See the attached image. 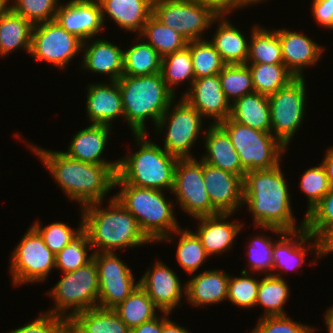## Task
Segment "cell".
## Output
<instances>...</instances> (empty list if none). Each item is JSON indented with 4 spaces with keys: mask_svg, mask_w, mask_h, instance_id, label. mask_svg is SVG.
I'll list each match as a JSON object with an SVG mask.
<instances>
[{
    "mask_svg": "<svg viewBox=\"0 0 333 333\" xmlns=\"http://www.w3.org/2000/svg\"><path fill=\"white\" fill-rule=\"evenodd\" d=\"M280 165L246 172L243 179L244 204L253 215L254 225L276 234L305 227V221L296 227L288 183Z\"/></svg>",
    "mask_w": 333,
    "mask_h": 333,
    "instance_id": "1",
    "label": "cell"
},
{
    "mask_svg": "<svg viewBox=\"0 0 333 333\" xmlns=\"http://www.w3.org/2000/svg\"><path fill=\"white\" fill-rule=\"evenodd\" d=\"M31 146L61 190L70 200L81 203L82 208L103 202L106 194L115 187L116 174L107 165L83 162L70 158L62 151Z\"/></svg>",
    "mask_w": 333,
    "mask_h": 333,
    "instance_id": "2",
    "label": "cell"
},
{
    "mask_svg": "<svg viewBox=\"0 0 333 333\" xmlns=\"http://www.w3.org/2000/svg\"><path fill=\"white\" fill-rule=\"evenodd\" d=\"M101 204L96 202L81 208L83 229L88 233L93 253L151 243L135 217L114 196L109 209H101Z\"/></svg>",
    "mask_w": 333,
    "mask_h": 333,
    "instance_id": "3",
    "label": "cell"
},
{
    "mask_svg": "<svg viewBox=\"0 0 333 333\" xmlns=\"http://www.w3.org/2000/svg\"><path fill=\"white\" fill-rule=\"evenodd\" d=\"M124 119L133 134H145V120L158 121L176 97L166 86L162 73L144 76L122 75L118 80Z\"/></svg>",
    "mask_w": 333,
    "mask_h": 333,
    "instance_id": "4",
    "label": "cell"
},
{
    "mask_svg": "<svg viewBox=\"0 0 333 333\" xmlns=\"http://www.w3.org/2000/svg\"><path fill=\"white\" fill-rule=\"evenodd\" d=\"M139 150L118 160L114 182L172 192L178 157L148 140L147 134H134Z\"/></svg>",
    "mask_w": 333,
    "mask_h": 333,
    "instance_id": "5",
    "label": "cell"
},
{
    "mask_svg": "<svg viewBox=\"0 0 333 333\" xmlns=\"http://www.w3.org/2000/svg\"><path fill=\"white\" fill-rule=\"evenodd\" d=\"M114 186L121 187L114 197L135 217L151 242L173 239L171 234L180 226L173 215L172 200L166 201L163 190L140 188L125 182H114Z\"/></svg>",
    "mask_w": 333,
    "mask_h": 333,
    "instance_id": "6",
    "label": "cell"
},
{
    "mask_svg": "<svg viewBox=\"0 0 333 333\" xmlns=\"http://www.w3.org/2000/svg\"><path fill=\"white\" fill-rule=\"evenodd\" d=\"M48 293L56 306L48 312L65 319L98 307L99 277L94 259L75 271L63 273L61 280ZM71 308L73 310L68 313Z\"/></svg>",
    "mask_w": 333,
    "mask_h": 333,
    "instance_id": "7",
    "label": "cell"
},
{
    "mask_svg": "<svg viewBox=\"0 0 333 333\" xmlns=\"http://www.w3.org/2000/svg\"><path fill=\"white\" fill-rule=\"evenodd\" d=\"M219 125L228 133L246 172L270 169L280 164L285 147L270 132H262L228 117Z\"/></svg>",
    "mask_w": 333,
    "mask_h": 333,
    "instance_id": "8",
    "label": "cell"
},
{
    "mask_svg": "<svg viewBox=\"0 0 333 333\" xmlns=\"http://www.w3.org/2000/svg\"><path fill=\"white\" fill-rule=\"evenodd\" d=\"M153 15L188 42L200 40L201 34L218 21V13L195 0H154Z\"/></svg>",
    "mask_w": 333,
    "mask_h": 333,
    "instance_id": "9",
    "label": "cell"
},
{
    "mask_svg": "<svg viewBox=\"0 0 333 333\" xmlns=\"http://www.w3.org/2000/svg\"><path fill=\"white\" fill-rule=\"evenodd\" d=\"M305 87L304 77H295L286 86L268 96L271 133L285 148L291 143L304 120L307 94Z\"/></svg>",
    "mask_w": 333,
    "mask_h": 333,
    "instance_id": "10",
    "label": "cell"
},
{
    "mask_svg": "<svg viewBox=\"0 0 333 333\" xmlns=\"http://www.w3.org/2000/svg\"><path fill=\"white\" fill-rule=\"evenodd\" d=\"M173 102L158 121L156 130L167 129L163 146L169 154L178 158H193L189 152L202 131L204 117L183 97L175 107H171ZM165 126L168 127L165 129Z\"/></svg>",
    "mask_w": 333,
    "mask_h": 333,
    "instance_id": "11",
    "label": "cell"
},
{
    "mask_svg": "<svg viewBox=\"0 0 333 333\" xmlns=\"http://www.w3.org/2000/svg\"><path fill=\"white\" fill-rule=\"evenodd\" d=\"M11 275L15 286L44 281L55 268V254L31 225L11 255Z\"/></svg>",
    "mask_w": 333,
    "mask_h": 333,
    "instance_id": "12",
    "label": "cell"
},
{
    "mask_svg": "<svg viewBox=\"0 0 333 333\" xmlns=\"http://www.w3.org/2000/svg\"><path fill=\"white\" fill-rule=\"evenodd\" d=\"M83 41L67 32L56 20L33 25L30 54L34 61L51 63L64 69L82 50Z\"/></svg>",
    "mask_w": 333,
    "mask_h": 333,
    "instance_id": "13",
    "label": "cell"
},
{
    "mask_svg": "<svg viewBox=\"0 0 333 333\" xmlns=\"http://www.w3.org/2000/svg\"><path fill=\"white\" fill-rule=\"evenodd\" d=\"M172 193L182 209L193 218L213 216L219 212L212 206L203 179V161L179 158L174 172Z\"/></svg>",
    "mask_w": 333,
    "mask_h": 333,
    "instance_id": "14",
    "label": "cell"
},
{
    "mask_svg": "<svg viewBox=\"0 0 333 333\" xmlns=\"http://www.w3.org/2000/svg\"><path fill=\"white\" fill-rule=\"evenodd\" d=\"M93 259L99 277L98 307L114 309L133 292L139 282L134 281L131 269L115 252H95Z\"/></svg>",
    "mask_w": 333,
    "mask_h": 333,
    "instance_id": "15",
    "label": "cell"
},
{
    "mask_svg": "<svg viewBox=\"0 0 333 333\" xmlns=\"http://www.w3.org/2000/svg\"><path fill=\"white\" fill-rule=\"evenodd\" d=\"M203 179L212 206L219 213H235L244 203L243 178L203 162Z\"/></svg>",
    "mask_w": 333,
    "mask_h": 333,
    "instance_id": "16",
    "label": "cell"
},
{
    "mask_svg": "<svg viewBox=\"0 0 333 333\" xmlns=\"http://www.w3.org/2000/svg\"><path fill=\"white\" fill-rule=\"evenodd\" d=\"M182 97L203 117H212L219 124L230 117L231 103L226 99L219 74L195 79Z\"/></svg>",
    "mask_w": 333,
    "mask_h": 333,
    "instance_id": "17",
    "label": "cell"
},
{
    "mask_svg": "<svg viewBox=\"0 0 333 333\" xmlns=\"http://www.w3.org/2000/svg\"><path fill=\"white\" fill-rule=\"evenodd\" d=\"M152 269H147L148 271L138 280L139 285L159 311L171 313L180 304L183 294L186 293V286H181V280L176 273L163 262H156Z\"/></svg>",
    "mask_w": 333,
    "mask_h": 333,
    "instance_id": "18",
    "label": "cell"
},
{
    "mask_svg": "<svg viewBox=\"0 0 333 333\" xmlns=\"http://www.w3.org/2000/svg\"><path fill=\"white\" fill-rule=\"evenodd\" d=\"M55 20L83 42L94 38L103 29L98 0H70L65 5L61 3Z\"/></svg>",
    "mask_w": 333,
    "mask_h": 333,
    "instance_id": "19",
    "label": "cell"
},
{
    "mask_svg": "<svg viewBox=\"0 0 333 333\" xmlns=\"http://www.w3.org/2000/svg\"><path fill=\"white\" fill-rule=\"evenodd\" d=\"M110 130L109 125L91 123L87 128L75 133L67 149L68 152L63 153L79 161L107 165L116 174L118 161L111 162L101 158Z\"/></svg>",
    "mask_w": 333,
    "mask_h": 333,
    "instance_id": "20",
    "label": "cell"
},
{
    "mask_svg": "<svg viewBox=\"0 0 333 333\" xmlns=\"http://www.w3.org/2000/svg\"><path fill=\"white\" fill-rule=\"evenodd\" d=\"M90 84L87 87V115L92 124L111 126L113 120L124 118L122 96L118 81Z\"/></svg>",
    "mask_w": 333,
    "mask_h": 333,
    "instance_id": "21",
    "label": "cell"
},
{
    "mask_svg": "<svg viewBox=\"0 0 333 333\" xmlns=\"http://www.w3.org/2000/svg\"><path fill=\"white\" fill-rule=\"evenodd\" d=\"M283 63L295 77H304L303 68L314 66L323 53L322 47L304 34L278 30Z\"/></svg>",
    "mask_w": 333,
    "mask_h": 333,
    "instance_id": "22",
    "label": "cell"
},
{
    "mask_svg": "<svg viewBox=\"0 0 333 333\" xmlns=\"http://www.w3.org/2000/svg\"><path fill=\"white\" fill-rule=\"evenodd\" d=\"M232 213H219L213 216L198 217L200 226L195 232L208 256L222 254L231 249L242 223L225 221Z\"/></svg>",
    "mask_w": 333,
    "mask_h": 333,
    "instance_id": "23",
    "label": "cell"
},
{
    "mask_svg": "<svg viewBox=\"0 0 333 333\" xmlns=\"http://www.w3.org/2000/svg\"><path fill=\"white\" fill-rule=\"evenodd\" d=\"M204 137L207 153L203 155L201 160L224 171L239 175L244 179L246 170L240 163L239 155L228 133L219 124H213L212 122L208 126Z\"/></svg>",
    "mask_w": 333,
    "mask_h": 333,
    "instance_id": "24",
    "label": "cell"
},
{
    "mask_svg": "<svg viewBox=\"0 0 333 333\" xmlns=\"http://www.w3.org/2000/svg\"><path fill=\"white\" fill-rule=\"evenodd\" d=\"M87 43V40L82 43L84 55L81 66L93 73L108 74L110 81H118L123 75L124 50L116 44L98 38Z\"/></svg>",
    "mask_w": 333,
    "mask_h": 333,
    "instance_id": "25",
    "label": "cell"
},
{
    "mask_svg": "<svg viewBox=\"0 0 333 333\" xmlns=\"http://www.w3.org/2000/svg\"><path fill=\"white\" fill-rule=\"evenodd\" d=\"M154 0H98L102 22L105 14L126 31H136L140 35L144 25L153 14Z\"/></svg>",
    "mask_w": 333,
    "mask_h": 333,
    "instance_id": "26",
    "label": "cell"
},
{
    "mask_svg": "<svg viewBox=\"0 0 333 333\" xmlns=\"http://www.w3.org/2000/svg\"><path fill=\"white\" fill-rule=\"evenodd\" d=\"M230 276L223 270H205L186 282V296L191 305L218 304L227 299Z\"/></svg>",
    "mask_w": 333,
    "mask_h": 333,
    "instance_id": "27",
    "label": "cell"
},
{
    "mask_svg": "<svg viewBox=\"0 0 333 333\" xmlns=\"http://www.w3.org/2000/svg\"><path fill=\"white\" fill-rule=\"evenodd\" d=\"M280 235V240H275L273 246V270L280 268L286 273L288 270H299L305 261L306 251H309L305 244L316 238L305 227L297 231H284Z\"/></svg>",
    "mask_w": 333,
    "mask_h": 333,
    "instance_id": "28",
    "label": "cell"
},
{
    "mask_svg": "<svg viewBox=\"0 0 333 333\" xmlns=\"http://www.w3.org/2000/svg\"><path fill=\"white\" fill-rule=\"evenodd\" d=\"M230 118L253 129L271 133L269 98L252 92L231 102Z\"/></svg>",
    "mask_w": 333,
    "mask_h": 333,
    "instance_id": "29",
    "label": "cell"
},
{
    "mask_svg": "<svg viewBox=\"0 0 333 333\" xmlns=\"http://www.w3.org/2000/svg\"><path fill=\"white\" fill-rule=\"evenodd\" d=\"M226 14H219L220 23L210 41L227 65L246 64L249 54V40L235 26L225 18ZM221 19V20H220Z\"/></svg>",
    "mask_w": 333,
    "mask_h": 333,
    "instance_id": "30",
    "label": "cell"
},
{
    "mask_svg": "<svg viewBox=\"0 0 333 333\" xmlns=\"http://www.w3.org/2000/svg\"><path fill=\"white\" fill-rule=\"evenodd\" d=\"M33 25L11 8L0 13V57L24 48L30 53Z\"/></svg>",
    "mask_w": 333,
    "mask_h": 333,
    "instance_id": "31",
    "label": "cell"
},
{
    "mask_svg": "<svg viewBox=\"0 0 333 333\" xmlns=\"http://www.w3.org/2000/svg\"><path fill=\"white\" fill-rule=\"evenodd\" d=\"M70 320L83 333H131V329L113 309H87L76 313Z\"/></svg>",
    "mask_w": 333,
    "mask_h": 333,
    "instance_id": "32",
    "label": "cell"
},
{
    "mask_svg": "<svg viewBox=\"0 0 333 333\" xmlns=\"http://www.w3.org/2000/svg\"><path fill=\"white\" fill-rule=\"evenodd\" d=\"M274 273L273 271L272 275H265L258 286L256 305L265 308L262 317L286 315L283 306L290 296L288 284L281 274Z\"/></svg>",
    "mask_w": 333,
    "mask_h": 333,
    "instance_id": "33",
    "label": "cell"
},
{
    "mask_svg": "<svg viewBox=\"0 0 333 333\" xmlns=\"http://www.w3.org/2000/svg\"><path fill=\"white\" fill-rule=\"evenodd\" d=\"M154 304L146 291L138 285L133 292L113 310L132 330L134 327L157 317Z\"/></svg>",
    "mask_w": 333,
    "mask_h": 333,
    "instance_id": "34",
    "label": "cell"
},
{
    "mask_svg": "<svg viewBox=\"0 0 333 333\" xmlns=\"http://www.w3.org/2000/svg\"><path fill=\"white\" fill-rule=\"evenodd\" d=\"M142 42L124 50L123 75L144 76L161 72L162 57L146 40Z\"/></svg>",
    "mask_w": 333,
    "mask_h": 333,
    "instance_id": "35",
    "label": "cell"
},
{
    "mask_svg": "<svg viewBox=\"0 0 333 333\" xmlns=\"http://www.w3.org/2000/svg\"><path fill=\"white\" fill-rule=\"evenodd\" d=\"M257 26H254L251 31L252 36L250 37L246 63H283L278 30L270 31Z\"/></svg>",
    "mask_w": 333,
    "mask_h": 333,
    "instance_id": "36",
    "label": "cell"
},
{
    "mask_svg": "<svg viewBox=\"0 0 333 333\" xmlns=\"http://www.w3.org/2000/svg\"><path fill=\"white\" fill-rule=\"evenodd\" d=\"M150 44L158 54L164 56L183 49L188 41L179 33L159 21L153 14L144 25L138 36Z\"/></svg>",
    "mask_w": 333,
    "mask_h": 333,
    "instance_id": "37",
    "label": "cell"
},
{
    "mask_svg": "<svg viewBox=\"0 0 333 333\" xmlns=\"http://www.w3.org/2000/svg\"><path fill=\"white\" fill-rule=\"evenodd\" d=\"M252 73L254 92L269 96L292 81L295 76L284 63H246ZM250 64V65H249Z\"/></svg>",
    "mask_w": 333,
    "mask_h": 333,
    "instance_id": "38",
    "label": "cell"
},
{
    "mask_svg": "<svg viewBox=\"0 0 333 333\" xmlns=\"http://www.w3.org/2000/svg\"><path fill=\"white\" fill-rule=\"evenodd\" d=\"M161 73L167 88L174 95L175 85H179L185 80L192 85L195 77L190 48L186 45L183 49L164 56L162 58Z\"/></svg>",
    "mask_w": 333,
    "mask_h": 333,
    "instance_id": "39",
    "label": "cell"
},
{
    "mask_svg": "<svg viewBox=\"0 0 333 333\" xmlns=\"http://www.w3.org/2000/svg\"><path fill=\"white\" fill-rule=\"evenodd\" d=\"M187 46L190 48L195 79L219 74L227 65L210 40L189 41Z\"/></svg>",
    "mask_w": 333,
    "mask_h": 333,
    "instance_id": "40",
    "label": "cell"
},
{
    "mask_svg": "<svg viewBox=\"0 0 333 333\" xmlns=\"http://www.w3.org/2000/svg\"><path fill=\"white\" fill-rule=\"evenodd\" d=\"M90 250H92V246L88 233L82 228L70 243L55 255V268L63 273L77 270L93 259V253L88 257L87 252Z\"/></svg>",
    "mask_w": 333,
    "mask_h": 333,
    "instance_id": "41",
    "label": "cell"
},
{
    "mask_svg": "<svg viewBox=\"0 0 333 333\" xmlns=\"http://www.w3.org/2000/svg\"><path fill=\"white\" fill-rule=\"evenodd\" d=\"M219 79L226 99L232 102L254 92L252 73L247 64L226 65L219 72Z\"/></svg>",
    "mask_w": 333,
    "mask_h": 333,
    "instance_id": "42",
    "label": "cell"
},
{
    "mask_svg": "<svg viewBox=\"0 0 333 333\" xmlns=\"http://www.w3.org/2000/svg\"><path fill=\"white\" fill-rule=\"evenodd\" d=\"M179 234L176 258L182 269L193 274L199 269L201 264L208 259V255L197 235L190 229H177L173 232Z\"/></svg>",
    "mask_w": 333,
    "mask_h": 333,
    "instance_id": "43",
    "label": "cell"
},
{
    "mask_svg": "<svg viewBox=\"0 0 333 333\" xmlns=\"http://www.w3.org/2000/svg\"><path fill=\"white\" fill-rule=\"evenodd\" d=\"M59 5L58 0H13L10 8L36 25L55 20Z\"/></svg>",
    "mask_w": 333,
    "mask_h": 333,
    "instance_id": "44",
    "label": "cell"
},
{
    "mask_svg": "<svg viewBox=\"0 0 333 333\" xmlns=\"http://www.w3.org/2000/svg\"><path fill=\"white\" fill-rule=\"evenodd\" d=\"M299 183L301 190L305 192L308 198L307 215L330 190L331 185L326 170L321 163L319 166L306 170Z\"/></svg>",
    "mask_w": 333,
    "mask_h": 333,
    "instance_id": "45",
    "label": "cell"
},
{
    "mask_svg": "<svg viewBox=\"0 0 333 333\" xmlns=\"http://www.w3.org/2000/svg\"><path fill=\"white\" fill-rule=\"evenodd\" d=\"M247 273V269H244L241 272V277L230 276L228 281L227 299L242 308H251L256 305L260 283Z\"/></svg>",
    "mask_w": 333,
    "mask_h": 333,
    "instance_id": "46",
    "label": "cell"
},
{
    "mask_svg": "<svg viewBox=\"0 0 333 333\" xmlns=\"http://www.w3.org/2000/svg\"><path fill=\"white\" fill-rule=\"evenodd\" d=\"M306 230L318 239L333 225V186L304 218Z\"/></svg>",
    "mask_w": 333,
    "mask_h": 333,
    "instance_id": "47",
    "label": "cell"
},
{
    "mask_svg": "<svg viewBox=\"0 0 333 333\" xmlns=\"http://www.w3.org/2000/svg\"><path fill=\"white\" fill-rule=\"evenodd\" d=\"M32 226L42 236L45 245L56 255L82 230L83 221H80L78 229L71 228L63 222H55L43 228L38 221Z\"/></svg>",
    "mask_w": 333,
    "mask_h": 333,
    "instance_id": "48",
    "label": "cell"
},
{
    "mask_svg": "<svg viewBox=\"0 0 333 333\" xmlns=\"http://www.w3.org/2000/svg\"><path fill=\"white\" fill-rule=\"evenodd\" d=\"M273 246L274 241L270 237L256 236L251 240L248 248V263L253 273L267 272L272 275L273 271ZM272 270V271H271Z\"/></svg>",
    "mask_w": 333,
    "mask_h": 333,
    "instance_id": "49",
    "label": "cell"
},
{
    "mask_svg": "<svg viewBox=\"0 0 333 333\" xmlns=\"http://www.w3.org/2000/svg\"><path fill=\"white\" fill-rule=\"evenodd\" d=\"M313 331L310 326L283 315L261 317L251 333H312Z\"/></svg>",
    "mask_w": 333,
    "mask_h": 333,
    "instance_id": "50",
    "label": "cell"
},
{
    "mask_svg": "<svg viewBox=\"0 0 333 333\" xmlns=\"http://www.w3.org/2000/svg\"><path fill=\"white\" fill-rule=\"evenodd\" d=\"M65 318L45 312L39 318L9 333H61Z\"/></svg>",
    "mask_w": 333,
    "mask_h": 333,
    "instance_id": "51",
    "label": "cell"
},
{
    "mask_svg": "<svg viewBox=\"0 0 333 333\" xmlns=\"http://www.w3.org/2000/svg\"><path fill=\"white\" fill-rule=\"evenodd\" d=\"M312 14L318 24L333 30V0H313Z\"/></svg>",
    "mask_w": 333,
    "mask_h": 333,
    "instance_id": "52",
    "label": "cell"
},
{
    "mask_svg": "<svg viewBox=\"0 0 333 333\" xmlns=\"http://www.w3.org/2000/svg\"><path fill=\"white\" fill-rule=\"evenodd\" d=\"M311 247L315 248L316 259L333 254V225H331L318 239L314 240Z\"/></svg>",
    "mask_w": 333,
    "mask_h": 333,
    "instance_id": "53",
    "label": "cell"
},
{
    "mask_svg": "<svg viewBox=\"0 0 333 333\" xmlns=\"http://www.w3.org/2000/svg\"><path fill=\"white\" fill-rule=\"evenodd\" d=\"M163 315L162 318L158 316L150 321L144 322L139 326L134 327L131 333H162Z\"/></svg>",
    "mask_w": 333,
    "mask_h": 333,
    "instance_id": "54",
    "label": "cell"
},
{
    "mask_svg": "<svg viewBox=\"0 0 333 333\" xmlns=\"http://www.w3.org/2000/svg\"><path fill=\"white\" fill-rule=\"evenodd\" d=\"M211 6L218 14H229L233 10V0H195ZM231 11V12H230Z\"/></svg>",
    "mask_w": 333,
    "mask_h": 333,
    "instance_id": "55",
    "label": "cell"
},
{
    "mask_svg": "<svg viewBox=\"0 0 333 333\" xmlns=\"http://www.w3.org/2000/svg\"><path fill=\"white\" fill-rule=\"evenodd\" d=\"M163 314V327L162 333H189L186 327H181L172 320L168 319L169 314L168 312H162Z\"/></svg>",
    "mask_w": 333,
    "mask_h": 333,
    "instance_id": "56",
    "label": "cell"
},
{
    "mask_svg": "<svg viewBox=\"0 0 333 333\" xmlns=\"http://www.w3.org/2000/svg\"><path fill=\"white\" fill-rule=\"evenodd\" d=\"M321 164L326 170L330 185L333 186V146L327 150L325 158Z\"/></svg>",
    "mask_w": 333,
    "mask_h": 333,
    "instance_id": "57",
    "label": "cell"
},
{
    "mask_svg": "<svg viewBox=\"0 0 333 333\" xmlns=\"http://www.w3.org/2000/svg\"><path fill=\"white\" fill-rule=\"evenodd\" d=\"M61 333H83L70 319H65Z\"/></svg>",
    "mask_w": 333,
    "mask_h": 333,
    "instance_id": "58",
    "label": "cell"
},
{
    "mask_svg": "<svg viewBox=\"0 0 333 333\" xmlns=\"http://www.w3.org/2000/svg\"><path fill=\"white\" fill-rule=\"evenodd\" d=\"M325 324L328 333H333V305L326 310L325 313Z\"/></svg>",
    "mask_w": 333,
    "mask_h": 333,
    "instance_id": "59",
    "label": "cell"
},
{
    "mask_svg": "<svg viewBox=\"0 0 333 333\" xmlns=\"http://www.w3.org/2000/svg\"><path fill=\"white\" fill-rule=\"evenodd\" d=\"M261 1H264L265 0H233V10L235 9H238V8H242V7H248V5H253V4H256L257 2H261Z\"/></svg>",
    "mask_w": 333,
    "mask_h": 333,
    "instance_id": "60",
    "label": "cell"
},
{
    "mask_svg": "<svg viewBox=\"0 0 333 333\" xmlns=\"http://www.w3.org/2000/svg\"><path fill=\"white\" fill-rule=\"evenodd\" d=\"M8 1L10 2V0H0V13L10 9V6L8 7L10 4Z\"/></svg>",
    "mask_w": 333,
    "mask_h": 333,
    "instance_id": "61",
    "label": "cell"
}]
</instances>
